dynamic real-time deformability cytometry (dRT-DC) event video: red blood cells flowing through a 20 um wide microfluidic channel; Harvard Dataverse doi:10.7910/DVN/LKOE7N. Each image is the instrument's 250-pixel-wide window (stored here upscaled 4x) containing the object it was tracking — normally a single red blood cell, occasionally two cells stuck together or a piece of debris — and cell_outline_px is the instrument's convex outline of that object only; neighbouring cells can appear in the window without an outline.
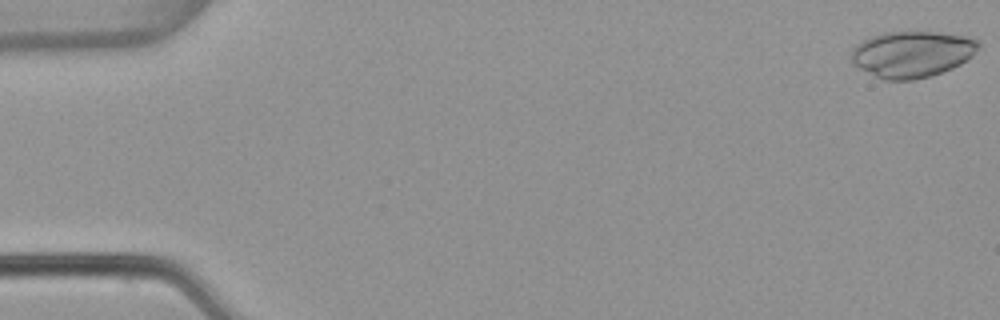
{"species": "common noctule bat (a hibernating species)", "species_latin": "Nyctalus noctula", "temperature_condition": "warm", "stored_images_in_passage": 54, "camera_frame_rate_fps": 3000, "um_per_image_px": 0.085, "animal": {"sex": "female", "body_mass_g": 22.7, "forearm_length_mm": 54.2}, "frame": {"image": 1, "passage_image": 1, "time_ms": 0.0, "image_size_px": [1000, 320], "cell_outline_px": [[980, 48], [968, 60], [952, 68], [932, 76], [916, 80], [884, 80], [852, 64], [852, 48], [856, 44], [872, 36], [884, 32], [936, 32], [964, 36], [976, 40], [980, 44]], "centroid_in_image_um": [77.54, 4.61], "position_along_channel_um": 7.5, "area_um2": 34.33}}
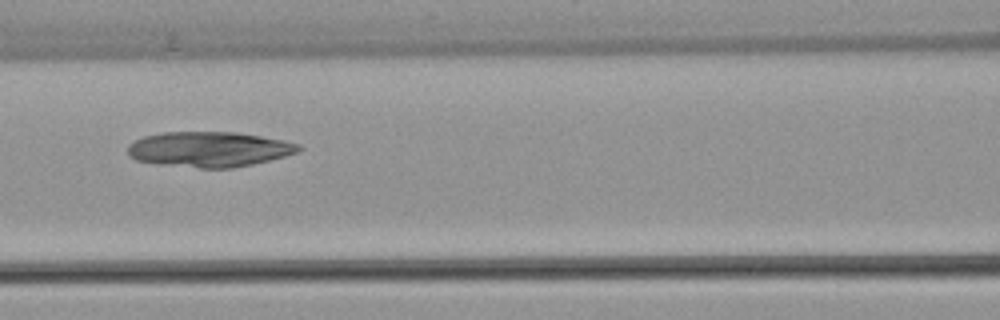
{"frame": {"image": 2, "passage_image": 24, "time_ms": 7.667, "image_size_px": [1000, 320], "cell_outline_px": [[304, 148], [300, 152], [252, 164], [232, 168], [200, 168], [160, 164], [136, 160], [128, 156], [128, 144], [144, 136], [164, 132], [236, 132], [284, 140], [300, 144]], "centroid_in_image_um": [17.79, 12.68], "position_along_channel_um": 148.8, "area_um2": 35.14}}
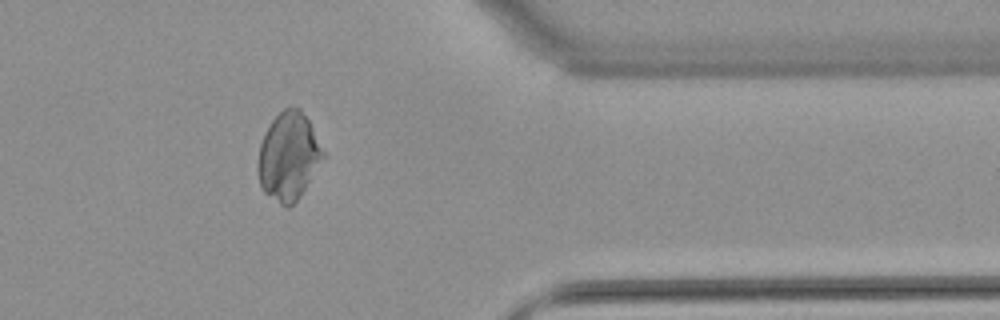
{"frame": {"image": 3, "passage_image": 44, "time_ms": 14.333, "image_size_px": [1000, 320], "cell_outline_px": [[324, 156], [300, 196], [288, 208], [284, 208], [264, 192], [260, 188], [256, 172], [256, 164], [260, 144], [272, 120], [284, 108], [300, 108], [308, 120], [324, 152]], "centroid_in_image_um": [24.47, 13.33], "position_along_channel_um": 386.9, "area_um2": 33.06}}